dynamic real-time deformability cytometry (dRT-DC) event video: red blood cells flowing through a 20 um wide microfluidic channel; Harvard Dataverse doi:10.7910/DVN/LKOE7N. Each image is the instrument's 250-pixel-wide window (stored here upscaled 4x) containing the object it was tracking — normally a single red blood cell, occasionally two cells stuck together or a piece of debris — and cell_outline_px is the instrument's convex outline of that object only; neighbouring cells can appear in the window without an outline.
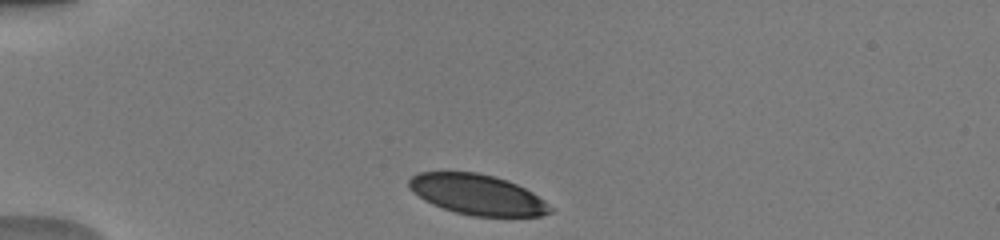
{"species": "human", "species_latin": "Homo sapiens", "temperature_condition": "warm", "stored_images_in_passage": 38, "camera_frame_rate_fps": 3000, "um_per_image_px": 0.085, "donor": {"sex": "male"}, "frame": {"image": 1, "passage_image": 1, "time_ms": 0.0, "image_size_px": [1000, 240], "cell_outline_px": [[556, 208], [552, 212], [540, 216], [472, 216], [456, 212], [432, 204], [424, 200], [412, 192], [408, 188], [408, 180], [412, 176], [420, 172], [476, 172], [508, 180], [532, 192]], "centroid_in_image_um": [40.58, 16.54], "position_along_channel_um": 44.4, "area_um2": 33.29}}
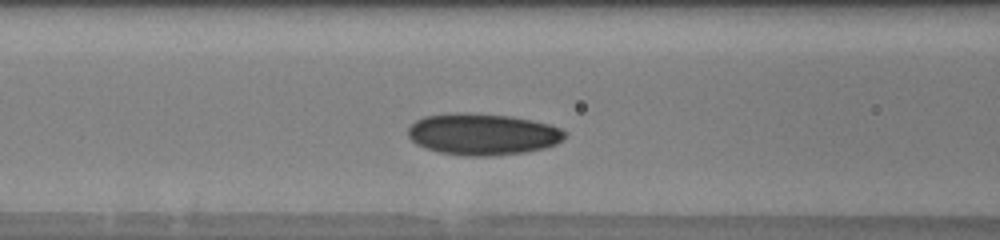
{"frame": {"image": 2, "passage_image": 10, "time_ms": 3.0, "image_size_px": [1000, 240], "cell_outline_px": [[568, 132], [556, 144], [544, 148], [524, 152], [488, 156], [460, 156], [440, 152], [416, 144], [408, 136], [408, 128], [416, 120], [424, 116], [456, 112], [468, 112], [512, 116], [532, 120], [548, 124], [560, 128]], "centroid_in_image_um": [41.01, 11.4], "position_along_channel_um": 125.6, "area_um2": 38.03}}
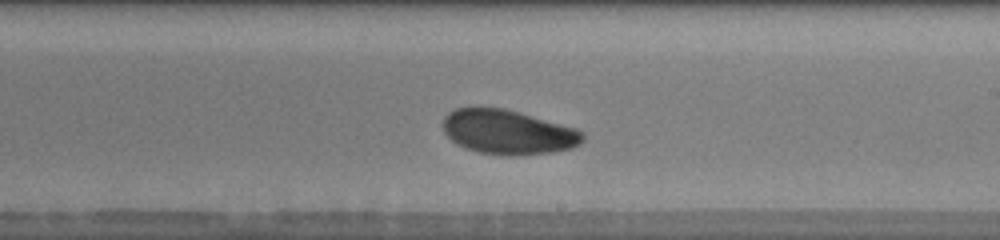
{"frame": {"image": 3, "passage_image": 19, "time_ms": 6.0, "image_size_px": [1000, 240], "cell_outline_px": [[584, 140], [580, 144], [572, 148], [552, 152], [520, 156], [504, 156], [480, 152], [464, 148], [456, 144], [444, 132], [444, 116], [448, 112], [456, 108], [504, 108], [576, 128], [584, 132]], "centroid_in_image_um": [43.2, 11.24], "position_along_channel_um": 245.8, "area_um2": 36.3}, "authors_computed_cell_mechanics": {"area_um2": 35.547, "velocity_mm_per_s": 4.0188, "shape_relaxation_time_tau1_ms": 2.3599, "shape_relaxation_time_tau2_ms": null, "deformation_change_tau1": 0.1024, "deformation_change_tau2": null}}